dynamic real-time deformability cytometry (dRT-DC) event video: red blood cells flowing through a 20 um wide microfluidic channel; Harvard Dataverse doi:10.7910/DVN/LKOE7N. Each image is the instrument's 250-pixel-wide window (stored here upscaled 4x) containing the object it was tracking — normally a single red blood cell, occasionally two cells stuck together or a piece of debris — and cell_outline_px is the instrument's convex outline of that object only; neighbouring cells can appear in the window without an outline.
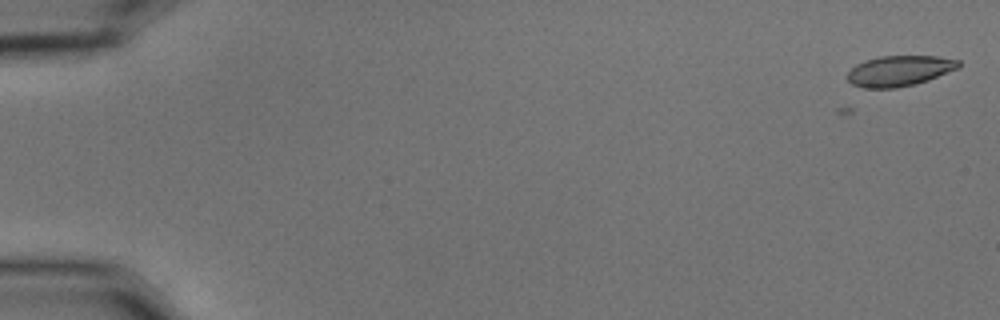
{"species": "common noctule bat (a hibernating species)", "species_latin": "Nyctalus noctula", "temperature_condition": "cold", "stored_images_in_passage": 3, "camera_frame_rate_fps": 3000, "um_per_image_px": 0.085, "animal": {"sex": "male", "body_mass_g": 15.6}, "frame": {"image": 1, "passage_image": 1, "time_ms": 0.0, "image_size_px": [1000, 320], "cell_outline_px": [[960, 68], [928, 80], [916, 84], [896, 88], [864, 88], [852, 84], [848, 80], [848, 72], [856, 64], [864, 60], [880, 56], [936, 56], [960, 60]], "centroid_in_image_um": [76.47, 6.02], "position_along_channel_um": 8.5, "area_um2": 19.88}}